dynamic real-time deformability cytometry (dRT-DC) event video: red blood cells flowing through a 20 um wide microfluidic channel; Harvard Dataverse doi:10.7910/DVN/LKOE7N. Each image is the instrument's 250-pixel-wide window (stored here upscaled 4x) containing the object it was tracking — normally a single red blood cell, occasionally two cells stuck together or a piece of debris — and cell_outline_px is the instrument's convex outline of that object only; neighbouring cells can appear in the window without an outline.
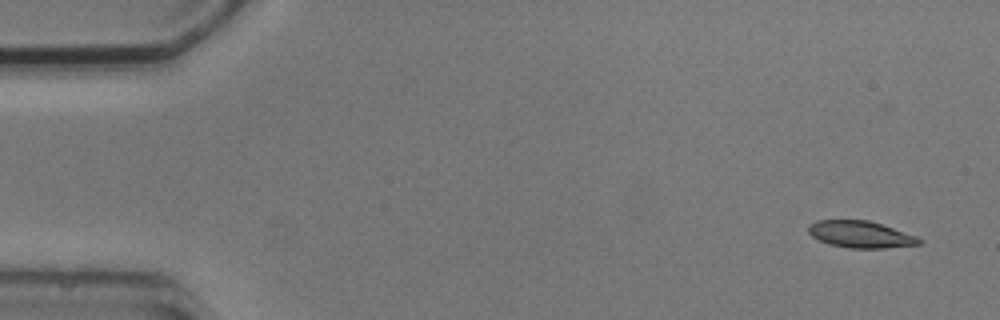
{"species": "common noctule bat (a hibernating species)", "species_latin": "Nyctalus noctula", "temperature_condition": "cold", "stored_images_in_passage": 5, "segment_of_instrument_passage": [1, 2], "camera_frame_rate_fps": 3000, "um_per_image_px": 0.085, "animal": {"sex": "male", "body_mass_g": 20.5, "forearm_length_mm": 52.5}, "frame": {"image": 1, "passage_image": 1, "time_ms": 0.0, "image_size_px": [1000, 320], "cell_outline_px": [[924, 240], [920, 244], [884, 248], [848, 248], [828, 244], [812, 236], [808, 232], [808, 224], [816, 220], [868, 220], [916, 236]], "centroid_in_image_um": [73.11, 19.92], "position_along_channel_um": 11.9, "area_um2": 17.22}}
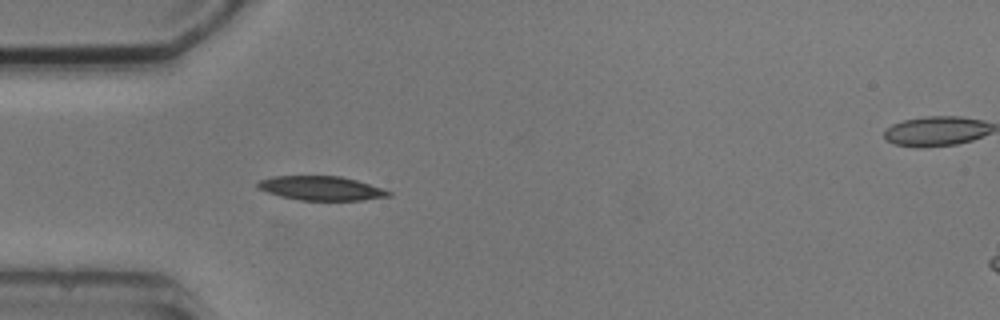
{"frame": {"image": 2, "passage_image": 4, "time_ms": 4.333, "image_size_px": [1000, 320], "cell_outline_px": [[392, 196], [360, 200], [300, 200], [280, 196], [256, 188], [256, 180], [272, 176], [340, 176], [356, 180], [392, 192]], "centroid_in_image_um": [27.23, 15.99], "position_along_channel_um": 57.8, "area_um2": 18.38}}